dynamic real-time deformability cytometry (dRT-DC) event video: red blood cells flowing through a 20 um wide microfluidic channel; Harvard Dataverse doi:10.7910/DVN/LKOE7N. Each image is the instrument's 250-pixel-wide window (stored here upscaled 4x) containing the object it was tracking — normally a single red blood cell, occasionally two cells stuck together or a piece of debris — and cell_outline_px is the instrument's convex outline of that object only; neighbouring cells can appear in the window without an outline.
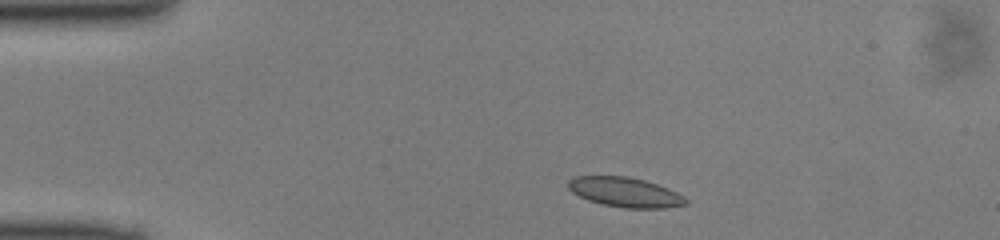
{"species": "common noctule bat (a hibernating species)", "species_latin": "Nyctalus noctula", "temperature_condition": "cold", "stored_images_in_passage": 43, "camera_frame_rate_fps": 3000, "um_per_image_px": 0.085, "animal": {"sex": "male", "body_mass_g": 13.0, "forearm_length_mm": 53.1}, "frame": {"image": 1, "passage_image": 3, "time_ms": 0.667, "image_size_px": [1000, 240], "cell_outline_px": [[688, 204], [668, 208], [624, 208], [600, 204], [588, 200], [572, 192], [568, 188], [568, 180], [576, 176], [628, 176], [644, 180], [668, 188], [684, 196], [688, 200]], "centroid_in_image_um": [53.14, 16.34], "position_along_channel_um": 31.9, "area_um2": 20.46}}
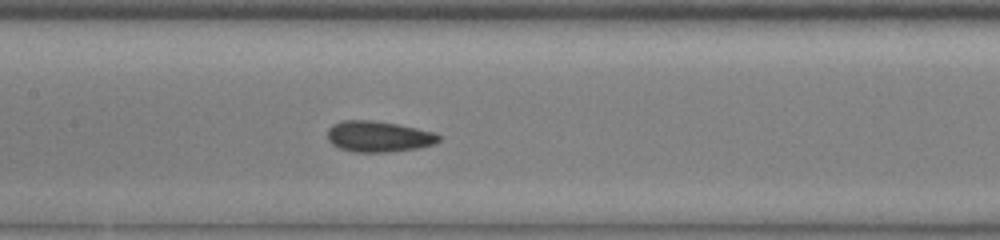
{"frame": {"image": 2, "passage_image": 17, "time_ms": 5.333, "image_size_px": [1000, 240], "cell_outline_px": [[440, 140], [436, 144], [416, 148], [388, 152], [352, 152], [340, 148], [332, 144], [328, 140], [328, 128], [332, 124], [340, 120], [372, 120], [396, 124], [436, 132], [440, 136]], "centroid_in_image_um": [32.17, 11.6], "position_along_channel_um": 175.2, "area_um2": 20.17}}
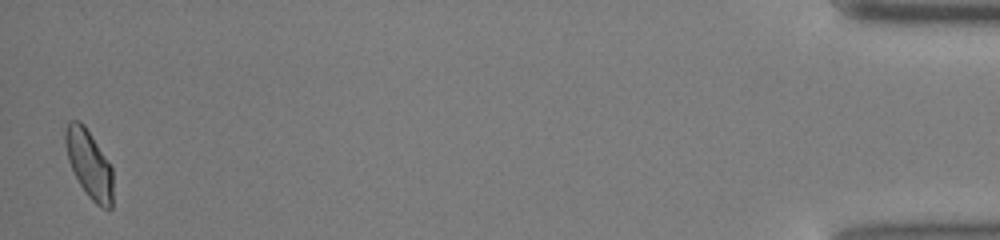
{"frame": {"image": 3, "passage_image": 42, "time_ms": 13.667, "image_size_px": [1000, 240], "cell_outline_px": [[112, 208], [100, 208], [88, 196], [80, 184], [68, 160], [64, 140], [64, 132], [68, 120], [80, 120], [84, 124], [112, 168]], "centroid_in_image_um": [7.55, 13.92], "position_along_channel_um": 427.6, "area_um2": 18.67}}